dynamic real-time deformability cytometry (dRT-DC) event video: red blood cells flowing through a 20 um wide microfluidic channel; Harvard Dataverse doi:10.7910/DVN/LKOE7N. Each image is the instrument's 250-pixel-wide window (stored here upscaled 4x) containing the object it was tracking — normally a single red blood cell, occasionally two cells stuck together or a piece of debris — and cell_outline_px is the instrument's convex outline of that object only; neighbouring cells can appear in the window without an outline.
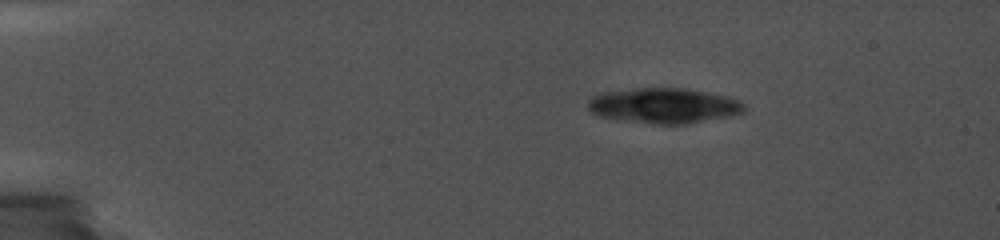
{"species": "common noctule bat (a hibernating species)", "species_latin": "Nyctalus noctula", "temperature_condition": "cold", "stored_images_in_passage": 15, "camera_frame_rate_fps": 5000, "um_per_image_px": 0.085, "animal": {"sex": "female", "body_mass_g": 19.0, "forearm_length_mm": 56.7}, "frame": {"image": 1, "passage_image": 1, "time_ms": 0.0, "image_size_px": [1000, 240], "cell_outline_px": [[744, 112], [728, 116], [688, 124], [652, 124], [596, 116], [588, 108], [588, 100], [592, 96], [604, 92], [636, 88], [684, 88], [708, 92], [728, 96], [740, 100], [744, 104]], "centroid_in_image_um": [56.43, 8.98], "position_along_channel_um": 28.6, "area_um2": 32.19}}